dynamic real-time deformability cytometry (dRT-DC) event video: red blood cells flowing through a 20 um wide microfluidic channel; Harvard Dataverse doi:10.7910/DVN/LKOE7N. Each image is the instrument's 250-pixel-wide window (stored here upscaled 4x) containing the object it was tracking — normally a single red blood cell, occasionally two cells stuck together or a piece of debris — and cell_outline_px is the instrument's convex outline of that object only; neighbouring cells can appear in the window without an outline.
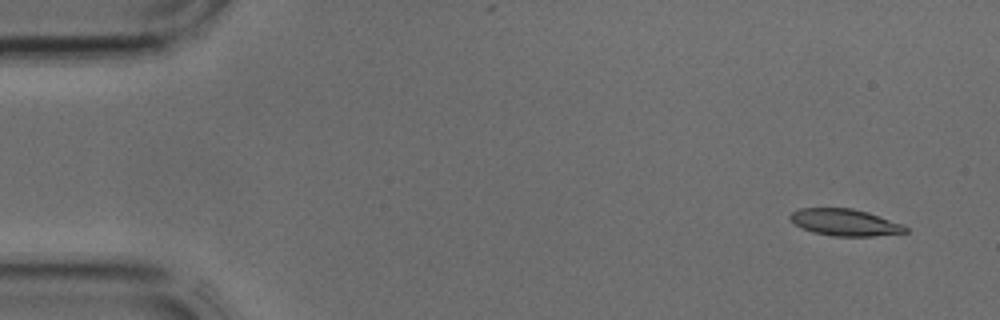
{"species": "common noctule bat (a hibernating species)", "species_latin": "Nyctalus noctula", "temperature_condition": "cold", "stored_images_in_passage": 3, "camera_frame_rate_fps": 3000, "um_per_image_px": 0.085, "animal": {"sex": "male", "body_mass_g": 17.9, "forearm_length_mm": 54.2}, "frame": {"image": 1, "passage_image": 1, "time_ms": 0.0, "image_size_px": [1000, 320], "cell_outline_px": [[908, 232], [872, 236], [832, 236], [812, 232], [796, 224], [788, 216], [792, 212], [800, 208], [852, 208], [868, 212], [904, 224], [908, 228]], "centroid_in_image_um": [71.85, 18.9], "position_along_channel_um": 13.1, "area_um2": 17.98}}